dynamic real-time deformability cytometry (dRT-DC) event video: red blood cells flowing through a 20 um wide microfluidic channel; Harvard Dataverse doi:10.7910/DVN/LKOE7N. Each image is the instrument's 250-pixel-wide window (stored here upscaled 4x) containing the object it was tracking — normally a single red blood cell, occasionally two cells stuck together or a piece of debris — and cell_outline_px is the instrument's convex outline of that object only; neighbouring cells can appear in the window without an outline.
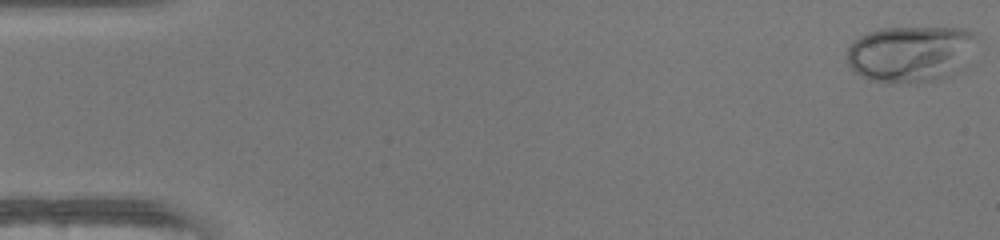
{"species": "human", "species_latin": "Homo sapiens", "temperature_condition": "warm", "stored_images_in_passage": 49, "camera_frame_rate_fps": 3000, "um_per_image_px": 0.085, "donor": {"sex": "female"}, "frame": {"image": 1, "passage_image": 1, "time_ms": 0.0, "image_size_px": [1000, 240], "cell_outline_px": [[976, 36], [972, 64], [960, 72], [940, 80], [916, 84], [888, 84], [872, 80], [860, 76], [848, 64], [848, 48], [852, 40], [868, 32], [880, 28], [964, 28], [976, 32]], "centroid_in_image_um": [77.5, 4.61], "position_along_channel_um": 7.5, "area_um2": 44.22}}
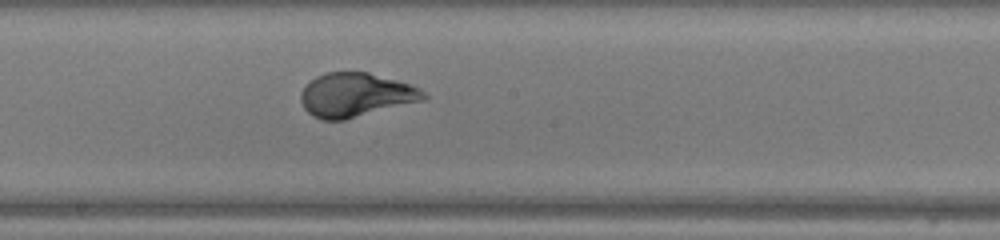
{"frame": {"image": 2, "passage_image": 27, "time_ms": 8.667, "image_size_px": [1000, 240], "cell_outline_px": [[428, 96], [424, 100], [344, 120], [320, 120], [312, 116], [304, 108], [300, 100], [300, 92], [316, 76], [324, 72], [368, 72], [396, 80], [420, 88]], "centroid_in_image_um": [30.21, 8.08], "position_along_channel_um": 218.0, "area_um2": 31.39}}
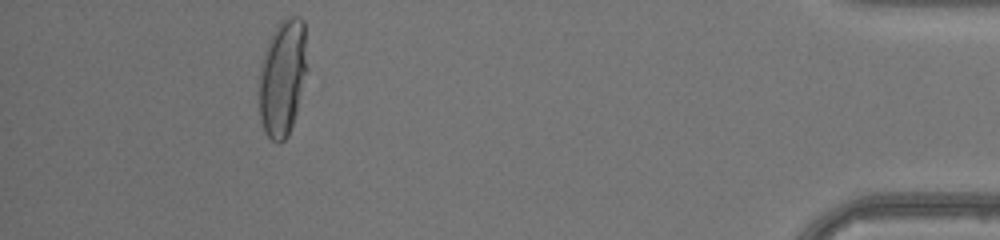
{"frame": {"image": 3, "passage_image": 45, "time_ms": 14.667, "image_size_px": [1000, 240], "cell_outline_px": [[308, 72], [296, 112], [288, 136], [280, 144], [272, 140], [264, 132], [260, 120], [260, 64], [268, 40], [272, 32], [280, 20], [292, 16], [300, 16], [304, 20], [308, 68]], "centroid_in_image_um": [24.04, 6.56], "position_along_channel_um": 411.2, "area_um2": 33.12}, "authors_computed_cell_mechanics": {"area_um2": 31.9056, "velocity_mm_per_s": 4.2487, "shape_relaxation_time_tau1_ms": 3.5255, "shape_relaxation_time_tau2_ms": null, "deformation_change_tau1": 0.2463, "deformation_change_tau2": null}}